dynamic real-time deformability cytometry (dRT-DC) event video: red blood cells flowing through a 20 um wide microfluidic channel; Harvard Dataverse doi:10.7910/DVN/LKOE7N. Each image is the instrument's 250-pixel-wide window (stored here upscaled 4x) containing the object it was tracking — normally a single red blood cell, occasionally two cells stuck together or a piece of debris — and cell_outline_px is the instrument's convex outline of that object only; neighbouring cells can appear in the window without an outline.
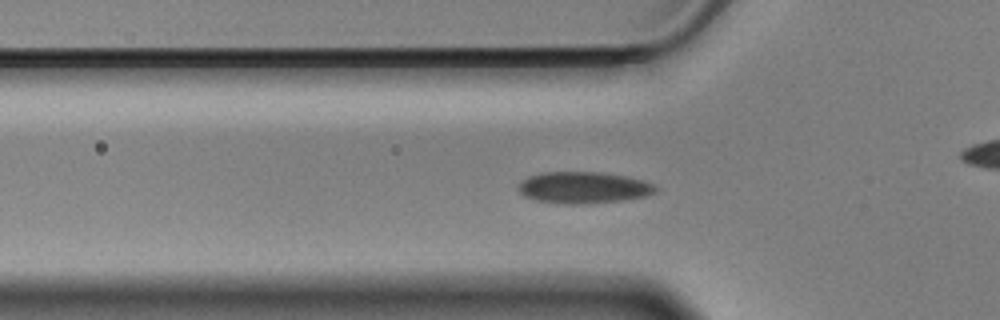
{"species": "Egyptian fruit bat (a non-hibernating species)", "species_latin": "Rousettus aegyptiacus", "temperature_condition": "cold", "stored_images_in_passage": 35, "camera_frame_rate_fps": 3000, "um_per_image_px": 0.085, "animal": {"sex": "male"}, "frame": {"image": 1, "passage_image": 4, "time_ms": 1.0, "image_size_px": [1000, 320], "cell_outline_px": [[660, 188], [656, 192], [644, 196], [624, 200], [592, 204], [564, 204], [536, 200], [524, 196], [516, 188], [528, 176], [544, 172], [604, 172], [644, 180]], "centroid_in_image_um": [49.62, 15.95], "position_along_channel_um": 76.2, "area_um2": 25.43}}
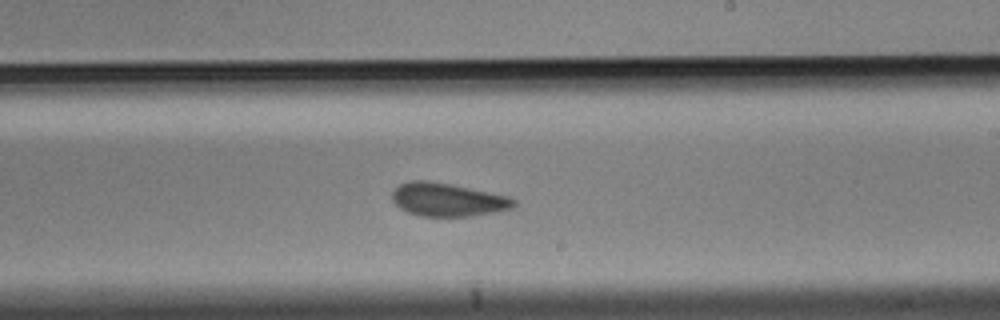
{"frame": {"image": 2, "passage_image": 19, "time_ms": 6.0, "image_size_px": [1000, 320], "cell_outline_px": [[516, 208], [472, 216], [420, 216], [408, 212], [400, 208], [392, 200], [392, 192], [400, 184], [412, 180], [428, 180], [512, 196], [516, 200]], "centroid_in_image_um": [38.1, 16.97], "position_along_channel_um": 250.9, "area_um2": 23.76}}
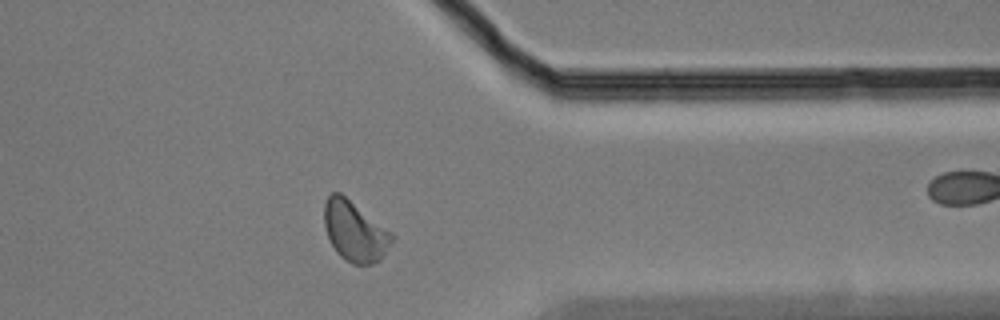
{"frame": {"image": 3, "passage_image": 31, "time_ms": 10.0, "image_size_px": [1000, 320], "cell_outline_px": [[396, 236], [384, 256], [380, 260], [372, 264], [352, 264], [344, 260], [336, 252], [328, 236], [324, 224], [324, 204], [328, 196], [332, 192], [340, 192], [392, 232]], "centroid_in_image_um": [30.18, 19.67], "position_along_channel_um": 381.2, "area_um2": 23.87}, "authors_computed_cell_mechanics": {"area_um2": 23.987, "velocity_mm_per_s": 3.4851, "shape_relaxation_time_tau1_ms": 3.9285, "shape_relaxation_time_tau2_ms": 2.1782, "deformation_change_tau1": 0.0619, "deformation_change_tau2": 0.0696}}